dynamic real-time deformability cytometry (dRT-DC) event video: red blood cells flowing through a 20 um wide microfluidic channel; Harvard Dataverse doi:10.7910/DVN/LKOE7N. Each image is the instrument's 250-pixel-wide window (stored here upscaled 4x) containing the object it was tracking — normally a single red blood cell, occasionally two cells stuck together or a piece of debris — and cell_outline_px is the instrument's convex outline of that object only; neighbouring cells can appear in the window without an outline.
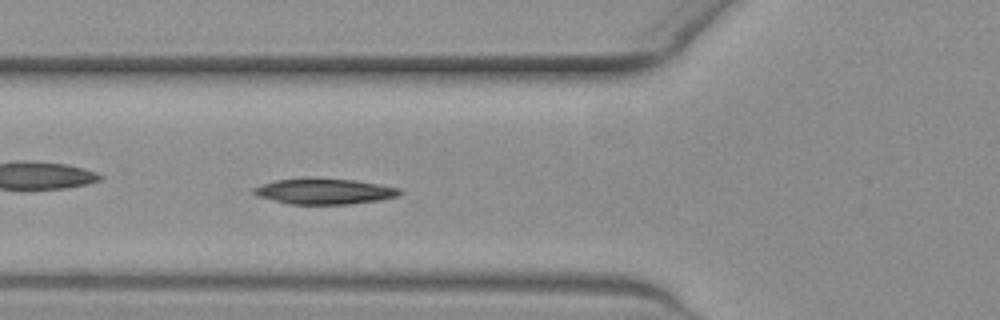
{"species": "common noctule bat (a hibernating species)", "species_latin": "Nyctalus noctula", "temperature_condition": "warm", "stored_images_in_passage": 53, "camera_frame_rate_fps": 3000, "um_per_image_px": 0.085, "animal": {"sex": "female", "body_mass_g": 19.3, "forearm_length_mm": 54.1}, "frame": {"image": 1, "passage_image": 18, "time_ms": 5.667, "image_size_px": [1000, 320], "cell_outline_px": [[404, 192], [400, 196], [380, 200], [348, 204], [288, 204], [256, 196], [252, 192], [252, 188], [260, 184], [276, 180], [308, 176], [356, 180], [380, 184], [400, 188]], "centroid_in_image_um": [27.56, 16.24], "position_along_channel_um": 98.2, "area_um2": 22.6}}
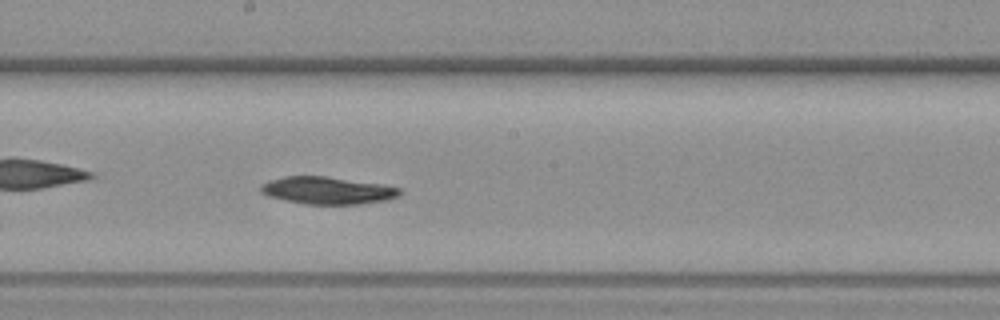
{"frame": {"image": 2, "passage_image": 28, "time_ms": 9.0, "image_size_px": [1000, 320], "cell_outline_px": [[400, 196], [388, 200], [360, 204], [304, 204], [284, 200], [268, 196], [260, 192], [260, 184], [268, 180], [284, 176], [324, 176], [384, 184], [400, 188]], "centroid_in_image_um": [27.82, 16.19], "position_along_channel_um": 220.4, "area_um2": 22.37}}
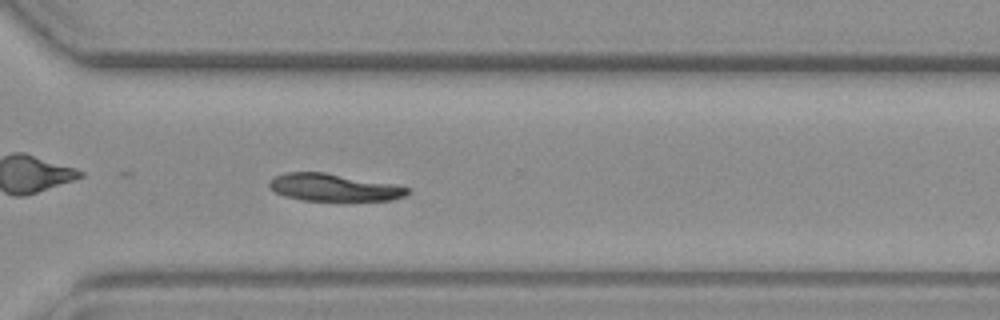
{"frame": {"image": 3, "passage_image": 38, "time_ms": 12.333, "image_size_px": [1000, 320], "cell_outline_px": [[408, 192], [404, 196], [392, 200], [300, 200], [284, 196], [276, 192], [268, 184], [268, 180], [284, 172], [324, 172], [392, 184], [408, 188]], "centroid_in_image_um": [28.3, 15.93], "position_along_channel_um": 342.3, "area_um2": 21.68}, "authors_computed_cell_mechanics": {"area_um2": 21.675, "velocity_mm_per_s": 3.664, "shape_relaxation_time_tau1_ms": 1.0162, "shape_relaxation_time_tau2_ms": null, "deformation_change_tau1": 0.0561, "deformation_change_tau2": null}}